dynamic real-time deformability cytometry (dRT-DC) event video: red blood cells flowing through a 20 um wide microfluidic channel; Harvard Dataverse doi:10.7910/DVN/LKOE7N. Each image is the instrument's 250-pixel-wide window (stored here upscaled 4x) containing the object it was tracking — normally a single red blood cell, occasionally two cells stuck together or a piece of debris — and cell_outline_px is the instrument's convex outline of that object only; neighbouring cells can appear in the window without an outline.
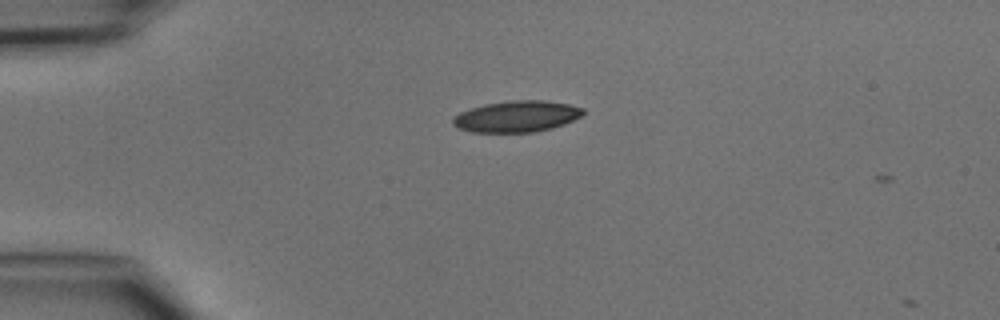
{"species": "common noctule bat (a hibernating species)", "species_latin": "Nyctalus noctula", "temperature_condition": "cold", "stored_images_in_passage": 2, "camera_frame_rate_fps": 3000, "um_per_image_px": 0.085, "animal": {"sex": "male", "body_mass_g": 15.6}, "frame": {"image": 1, "passage_image": 2, "time_ms": 1.0, "image_size_px": [1000, 320], "cell_outline_px": [[584, 112], [580, 116], [564, 124], [552, 128], [532, 132], [472, 132], [460, 128], [452, 124], [452, 120], [460, 112], [484, 104], [512, 100], [544, 100], [568, 104], [584, 108]], "centroid_in_image_um": [43.93, 9.89], "position_along_channel_um": 41.1, "area_um2": 23.52}}